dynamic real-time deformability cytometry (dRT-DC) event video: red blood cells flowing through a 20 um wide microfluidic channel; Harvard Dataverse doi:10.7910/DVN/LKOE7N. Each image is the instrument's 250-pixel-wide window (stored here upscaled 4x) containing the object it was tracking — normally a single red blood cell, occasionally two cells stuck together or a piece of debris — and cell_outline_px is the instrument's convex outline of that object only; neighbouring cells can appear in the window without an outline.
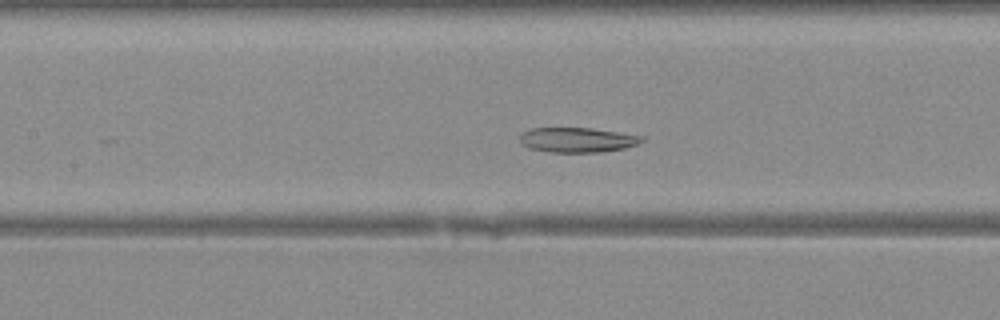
{"species": "Egyptian fruit bat (a non-hibernating species)", "species_latin": "Rousettus aegyptiacus", "temperature_condition": "warm", "stored_images_in_passage": 24, "camera_frame_rate_fps": 3000, "um_per_image_px": 0.085, "animal": {"sex": "female"}, "frame": {"image": 1, "passage_image": 5, "time_ms": 1.333, "image_size_px": [1000, 320], "cell_outline_px": [[648, 140], [624, 148], [600, 152], [552, 152], [528, 148], [520, 144], [520, 136], [528, 128], [592, 128], [644, 136]], "centroid_in_image_um": [49.08, 11.89], "position_along_channel_um": 158.3, "area_um2": 17.74}}
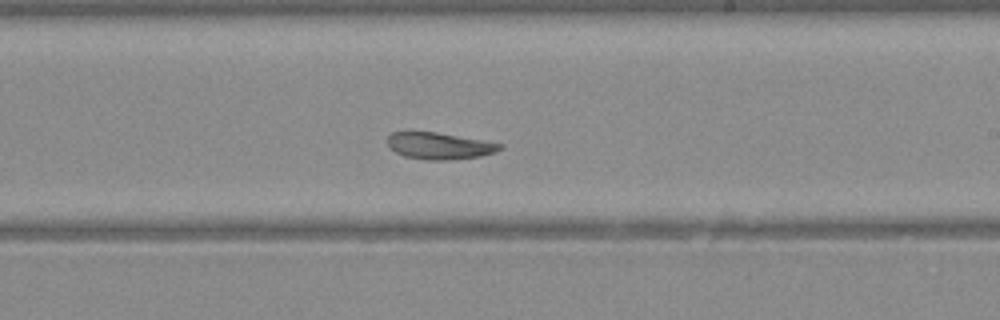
{"frame": {"image": 2, "passage_image": 11, "time_ms": 3.333, "image_size_px": [1000, 320], "cell_outline_px": [[504, 144], [496, 152], [480, 156], [448, 160], [428, 160], [404, 156], [396, 152], [388, 144], [388, 136], [392, 132], [436, 132]], "centroid_in_image_um": [37.35, 12.4], "position_along_channel_um": 251.7, "area_um2": 17.22}}
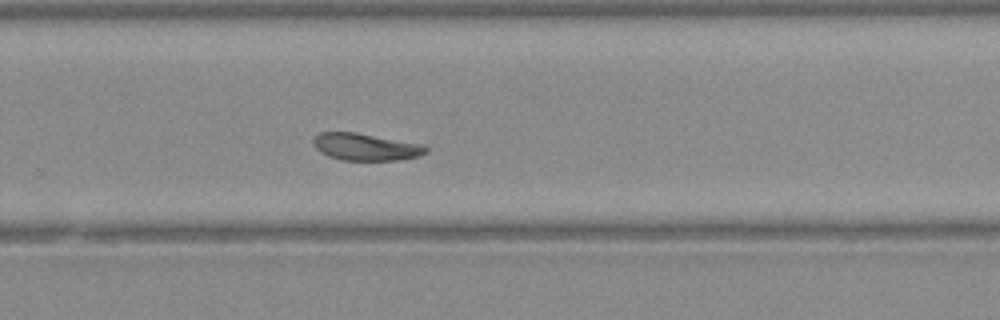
{"frame": {"image": 3, "passage_image": 14, "time_ms": 4.333, "image_size_px": [1000, 320], "cell_outline_px": [[428, 152], [416, 156], [400, 160], [340, 160], [328, 156], [320, 152], [312, 144], [312, 140], [320, 132], [356, 132], [416, 144], [428, 148]], "centroid_in_image_um": [30.99, 12.49], "position_along_channel_um": 298.8, "area_um2": 17.46}}